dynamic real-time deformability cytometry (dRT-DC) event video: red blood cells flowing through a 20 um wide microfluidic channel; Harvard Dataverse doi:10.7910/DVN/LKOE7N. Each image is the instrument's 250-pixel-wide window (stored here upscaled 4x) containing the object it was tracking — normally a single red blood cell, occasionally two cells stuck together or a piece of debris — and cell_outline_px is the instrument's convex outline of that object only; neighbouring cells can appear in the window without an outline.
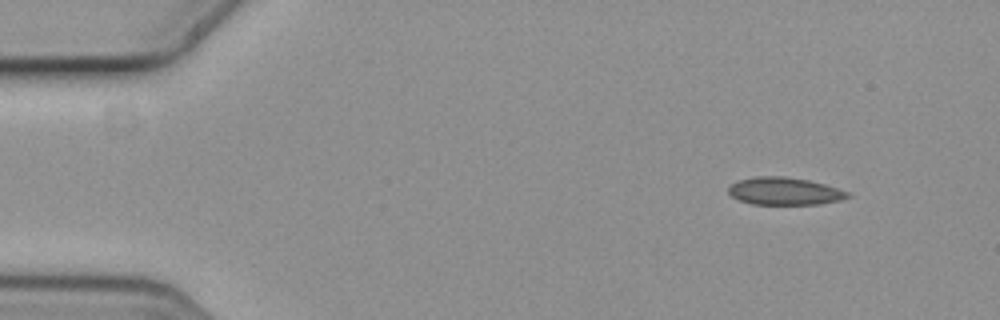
{"species": "common noctule bat (a hibernating species)", "species_latin": "Nyctalus noctula", "temperature_condition": "cold", "stored_images_in_passage": 10, "camera_frame_rate_fps": 3000, "um_per_image_px": 0.085, "animal": {"sex": "female", "body_mass_g": 19.3, "forearm_length_mm": 54.1}, "frame": {"image": 1, "passage_image": 1, "time_ms": 0.0, "image_size_px": [1000, 320], "cell_outline_px": [[852, 196], [840, 200], [820, 204], [752, 204], [740, 200], [732, 196], [728, 192], [728, 188], [732, 184], [740, 180], [756, 176], [784, 176], [808, 180], [824, 184], [848, 192]], "centroid_in_image_um": [66.69, 16.25], "position_along_channel_um": 18.3, "area_um2": 18.96}}
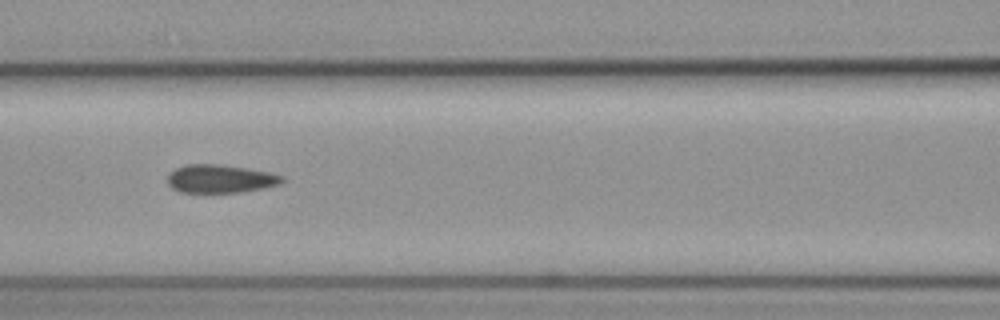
{"frame": {"image": 2, "passage_image": 6, "time_ms": 1.667, "image_size_px": [1000, 320], "cell_outline_px": [[284, 180], [280, 184], [264, 188], [240, 192], [180, 192], [172, 188], [168, 184], [168, 172], [184, 164], [220, 164], [248, 168], [268, 172], [284, 176]], "centroid_in_image_um": [18.71, 15.18], "position_along_channel_um": 147.9, "area_um2": 18.96}}
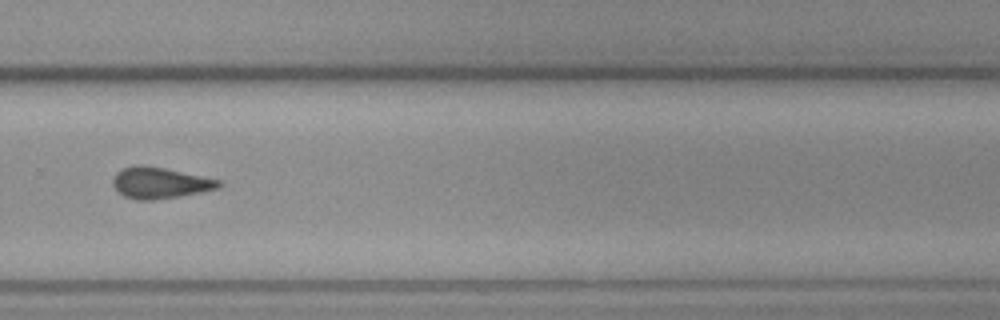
{"frame": {"image": 3, "passage_image": 10, "time_ms": 3.0, "image_size_px": [1000, 320], "cell_outline_px": [[224, 184], [220, 188], [200, 192], [152, 200], [136, 200], [124, 196], [112, 184], [112, 176], [116, 172], [124, 168], [136, 164], [144, 164], [164, 168], [220, 180]], "centroid_in_image_um": [13.57, 15.53], "position_along_channel_um": 316.2, "area_um2": 19.19}}